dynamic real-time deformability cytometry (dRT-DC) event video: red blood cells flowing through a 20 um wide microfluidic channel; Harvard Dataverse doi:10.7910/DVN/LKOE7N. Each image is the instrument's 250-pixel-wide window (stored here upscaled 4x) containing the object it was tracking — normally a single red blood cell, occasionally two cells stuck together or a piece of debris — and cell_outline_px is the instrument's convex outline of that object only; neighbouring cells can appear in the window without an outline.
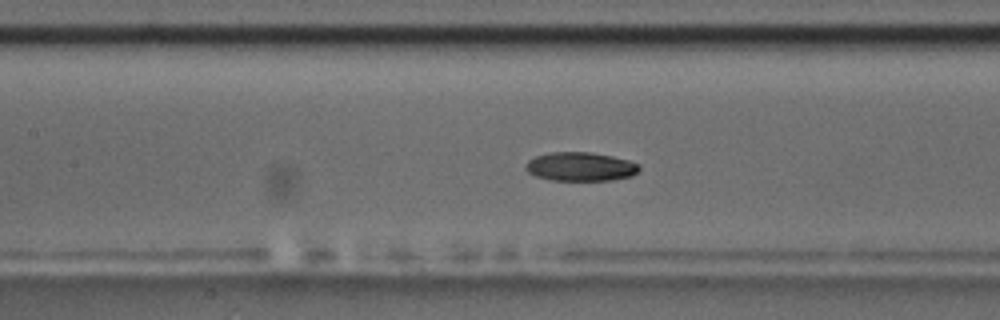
{"species": "common noctule bat (a hibernating species)", "species_latin": "Nyctalus noctula", "temperature_condition": "room temperature", "stored_images_in_passage": 27, "camera_frame_rate_fps": 3000, "um_per_image_px": 0.085, "animal": {"sex": "male", "body_mass_g": 17.5, "forearm_length_mm": 52.3}, "frame": {"image": 1, "passage_image": 8, "time_ms": 2.333, "image_size_px": [1000, 320], "cell_outline_px": [[640, 168], [632, 176], [612, 180], [552, 180], [536, 176], [528, 172], [524, 168], [528, 160], [536, 156], [548, 152], [592, 152], [612, 156], [628, 160], [640, 164]], "centroid_in_image_um": [49.34, 14.16], "position_along_channel_um": 158.1, "area_um2": 19.13}}